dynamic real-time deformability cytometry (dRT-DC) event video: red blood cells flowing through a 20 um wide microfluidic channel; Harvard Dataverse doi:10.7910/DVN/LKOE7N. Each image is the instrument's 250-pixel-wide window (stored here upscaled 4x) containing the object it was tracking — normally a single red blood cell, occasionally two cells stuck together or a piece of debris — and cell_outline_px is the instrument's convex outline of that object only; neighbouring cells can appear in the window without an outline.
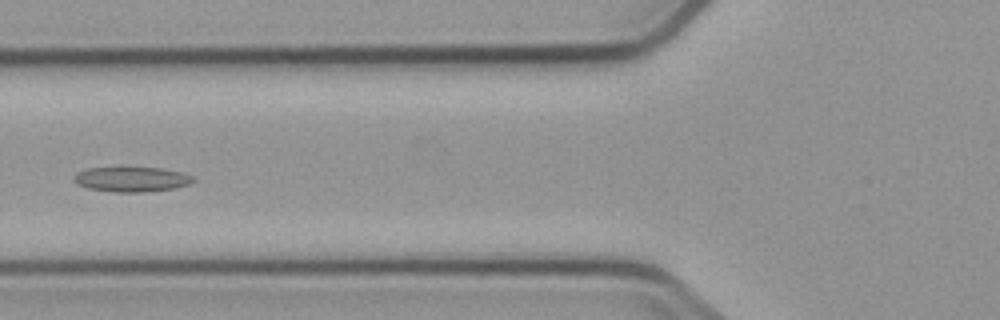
{"species": "common noctule bat (a hibernating species)", "species_latin": "Nyctalus noctula", "temperature_condition": "cold", "stored_images_in_passage": 3, "camera_frame_rate_fps": 3000, "um_per_image_px": 0.085, "animal": {"sex": "male", "body_mass_g": 23.1, "forearm_length_mm": 52.7}, "frame": {"image": 1, "passage_image": 3, "time_ms": 2.333, "image_size_px": [1000, 320], "cell_outline_px": [[196, 180], [188, 184], [172, 188], [140, 192], [116, 192], [88, 188], [76, 184], [72, 180], [76, 172], [88, 168], [160, 168], [180, 172], [192, 176]], "centroid_in_image_um": [11.13, 15.24], "position_along_channel_um": 114.7, "area_um2": 17.05}}